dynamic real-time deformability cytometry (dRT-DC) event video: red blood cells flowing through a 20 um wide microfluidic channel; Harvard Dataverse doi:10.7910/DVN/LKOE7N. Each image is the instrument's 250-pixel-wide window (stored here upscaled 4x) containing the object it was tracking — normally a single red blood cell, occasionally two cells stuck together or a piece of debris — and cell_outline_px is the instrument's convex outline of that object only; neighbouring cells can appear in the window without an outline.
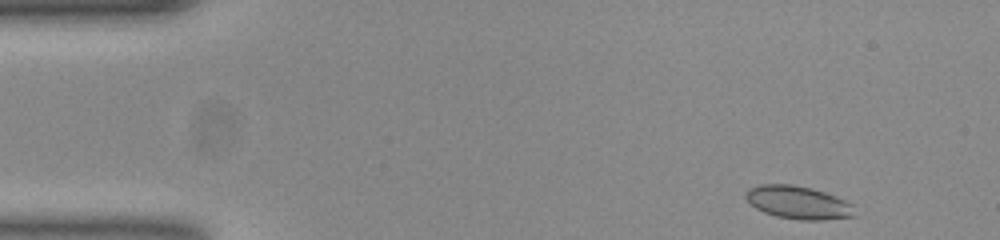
{"species": "common noctule bat (a hibernating species)", "species_latin": "Nyctalus noctula", "temperature_condition": "room temperature", "stored_images_in_passage": 49, "camera_frame_rate_fps": 3000, "um_per_image_px": 0.085, "animal": {"sex": "female", "body_mass_g": 23.0, "forearm_length_mm": 53.4}, "frame": {"image": 1, "passage_image": 1, "time_ms": 0.0, "image_size_px": [1000, 240], "cell_outline_px": [[856, 216], [820, 220], [804, 220], [776, 216], [764, 212], [756, 208], [744, 196], [748, 188], [760, 184], [792, 184], [812, 188], [824, 192], [844, 200], [852, 204]], "centroid_in_image_um": [67.83, 17.2], "position_along_channel_um": 17.2, "area_um2": 20.81}}
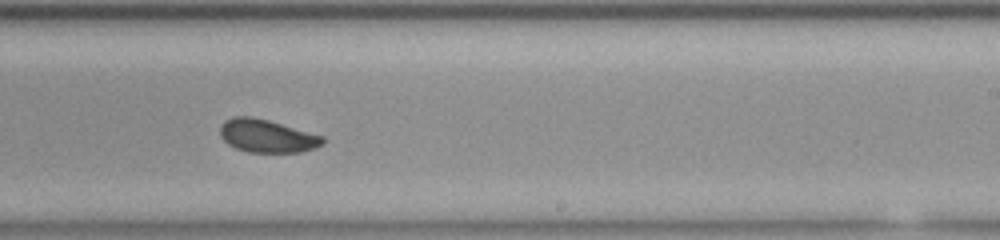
{"frame": {"image": 2, "passage_image": 28, "time_ms": 9.0, "image_size_px": [1000, 240], "cell_outline_px": [[324, 144], [300, 152], [248, 152], [236, 148], [228, 144], [220, 136], [220, 128], [224, 120], [232, 116], [252, 116], [268, 120], [324, 136]], "centroid_in_image_um": [22.67, 11.55], "position_along_channel_um": 266.3, "area_um2": 19.71}}
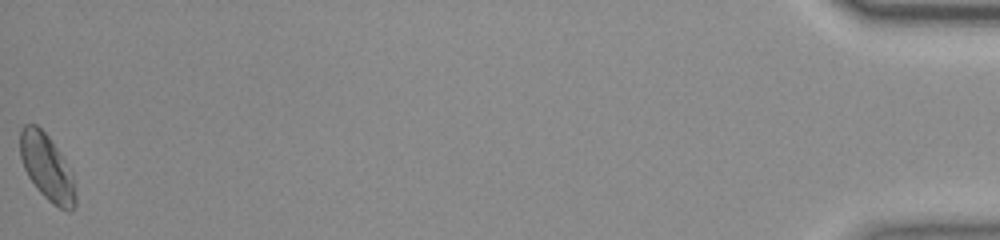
{"frame": {"image": 3, "passage_image": 49, "time_ms": 16.0, "image_size_px": [1000, 240], "cell_outline_px": [[76, 204], [68, 212], [52, 204], [36, 188], [28, 176], [24, 168], [20, 156], [20, 132], [24, 124], [36, 124], [48, 136], [64, 160], [72, 176], [76, 196]], "centroid_in_image_um": [3.97, 14.24], "position_along_channel_um": 431.2, "area_um2": 20.98}, "authors_computed_cell_mechanics": {"area_um2": 19.8832, "velocity_mm_per_s": 3.8419, "shape_relaxation_time_tau1_ms": 3.0602, "shape_relaxation_time_tau2_ms": 2.1494, "deformation_change_tau1": 0.0854, "deformation_change_tau2": 0.0621}}